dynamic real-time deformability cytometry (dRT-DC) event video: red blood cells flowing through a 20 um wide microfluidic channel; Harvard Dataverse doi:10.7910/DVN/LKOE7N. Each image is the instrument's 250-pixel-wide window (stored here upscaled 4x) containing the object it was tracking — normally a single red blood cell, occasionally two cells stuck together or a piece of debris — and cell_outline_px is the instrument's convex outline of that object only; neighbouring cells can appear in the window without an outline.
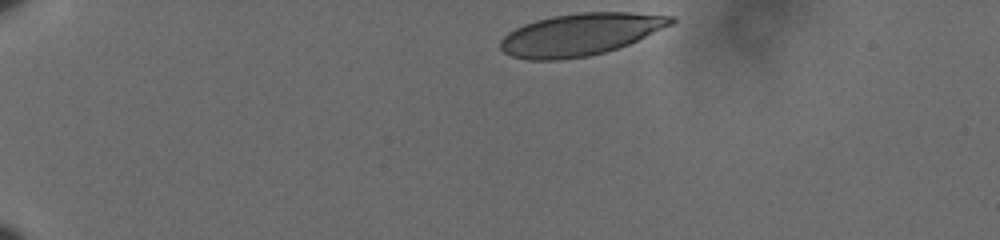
{"species": "human", "species_latin": "Homo sapiens", "temperature_condition": "cold", "stored_images_in_passage": 40, "camera_frame_rate_fps": 3000, "um_per_image_px": 0.085, "donor": {"sex": "male"}, "frame": {"image": 1, "passage_image": 1, "time_ms": 0.0, "image_size_px": [1000, 240], "cell_outline_px": [[676, 20], [672, 24], [628, 44], [604, 52], [588, 56], [556, 60], [528, 60], [512, 56], [504, 52], [500, 48], [500, 40], [508, 32], [524, 24], [536, 20], [552, 16], [580, 12], [628, 12], [672, 16]], "centroid_in_image_um": [49.29, 2.92], "position_along_channel_um": 35.7, "area_um2": 41.56}}
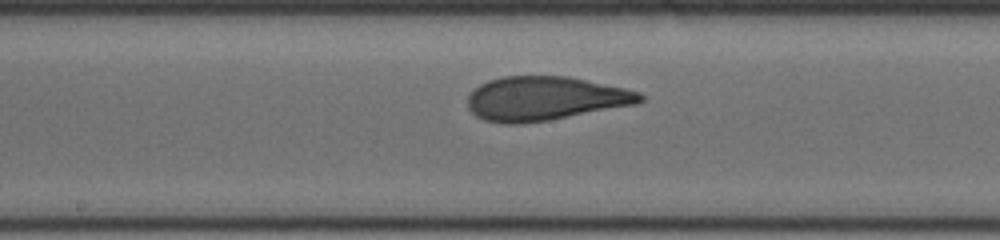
{"frame": {"image": 2, "passage_image": 22, "time_ms": 7.0, "image_size_px": [1000, 240], "cell_outline_px": [[644, 100], [636, 104], [548, 120], [520, 124], [504, 124], [484, 120], [476, 116], [468, 108], [468, 96], [480, 84], [488, 80], [504, 76], [568, 76], [624, 88], [640, 92], [644, 96]], "centroid_in_image_um": [46.31, 8.37], "position_along_channel_um": 201.9, "area_um2": 44.04}}
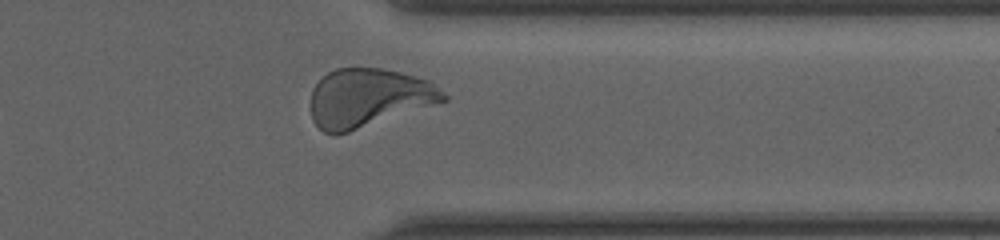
{"frame": {"image": 3, "passage_image": 37, "time_ms": 12.0, "image_size_px": [1000, 240], "cell_outline_px": [[448, 100], [348, 132], [324, 132], [312, 120], [312, 88], [328, 72], [336, 68], [380, 68], [400, 72], [416, 76], [428, 80], [444, 92], [448, 96]], "centroid_in_image_um": [31.34, 8.29], "position_along_channel_um": 380.1, "area_um2": 44.62}, "authors_computed_cell_mechanics": {"area_um2": 43.4078, "velocity_mm_per_s": 3.5773, "shape_relaxation_time_tau1_ms": 5.0949, "shape_relaxation_time_tau2_ms": 0.7467, "deformation_change_tau1": 0.1741, "deformation_change_tau2": 0.0654}}